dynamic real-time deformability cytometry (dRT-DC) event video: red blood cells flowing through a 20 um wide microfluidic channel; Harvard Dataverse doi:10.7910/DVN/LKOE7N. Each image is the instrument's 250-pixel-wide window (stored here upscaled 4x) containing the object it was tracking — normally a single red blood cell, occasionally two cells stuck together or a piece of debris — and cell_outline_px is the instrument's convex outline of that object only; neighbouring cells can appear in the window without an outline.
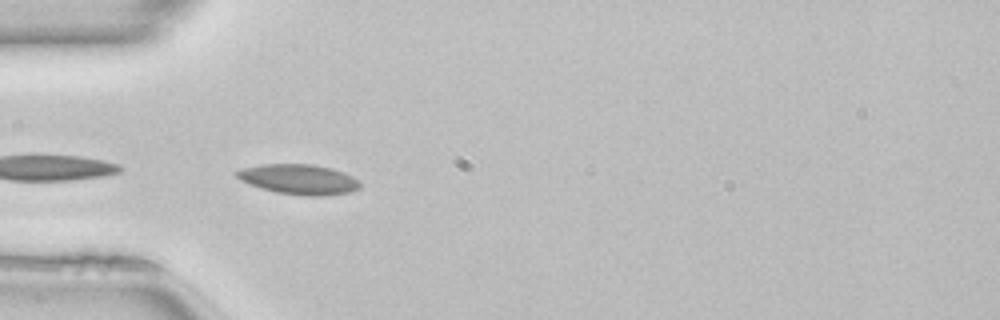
{"species": "common noctule bat (a hibernating species)", "species_latin": "Nyctalus noctula", "temperature_condition": "room temperature", "stored_images_in_passage": 5, "camera_frame_rate_fps": 3000, "um_per_image_px": 0.085, "animal": {"sex": "female", "body_mass_g": 22.7, "forearm_length_mm": 54.2}, "frame": {"image": 1, "passage_image": 1, "time_ms": 0.0, "image_size_px": [1000, 320], "cell_outline_px": [[360, 188], [348, 192], [324, 196], [304, 196], [276, 192], [260, 188], [240, 180], [232, 172], [244, 168], [260, 164], [312, 164], [344, 172], [360, 180]], "centroid_in_image_um": [25.39, 15.24], "position_along_channel_um": 59.6, "area_um2": 21.68}}